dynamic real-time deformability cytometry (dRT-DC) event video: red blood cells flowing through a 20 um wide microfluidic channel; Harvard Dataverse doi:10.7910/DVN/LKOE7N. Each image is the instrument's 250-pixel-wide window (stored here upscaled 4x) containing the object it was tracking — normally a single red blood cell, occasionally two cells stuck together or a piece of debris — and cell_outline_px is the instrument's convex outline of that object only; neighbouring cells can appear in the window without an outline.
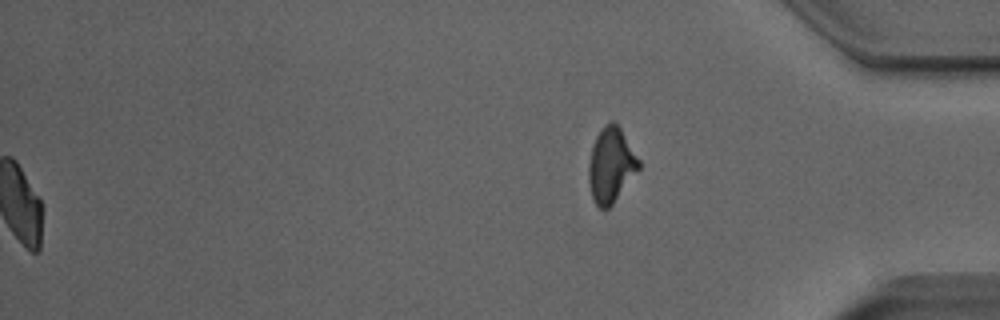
{"species": "Egyptian fruit bat (a non-hibernating species)", "species_latin": "Rousettus aegyptiacus", "temperature_condition": "room temperature", "stored_images_in_passage": 52, "segment_of_instrument_passage": [2, 2], "camera_frame_rate_fps": 3000, "um_per_image_px": 0.085, "animal": {"sex": "male"}, "frame": {"image": 1, "passage_image": 52, "time_ms": 17.0, "image_size_px": [1000, 320], "cell_outline_px": [[640, 168], [612, 204], [608, 208], [600, 208], [592, 200], [588, 180], [588, 164], [592, 144], [596, 136], [604, 124], [612, 120], [616, 120], [640, 160]], "centroid_in_image_um": [51.92, 13.99], "position_along_channel_um": 383.3, "area_um2": 22.08}}